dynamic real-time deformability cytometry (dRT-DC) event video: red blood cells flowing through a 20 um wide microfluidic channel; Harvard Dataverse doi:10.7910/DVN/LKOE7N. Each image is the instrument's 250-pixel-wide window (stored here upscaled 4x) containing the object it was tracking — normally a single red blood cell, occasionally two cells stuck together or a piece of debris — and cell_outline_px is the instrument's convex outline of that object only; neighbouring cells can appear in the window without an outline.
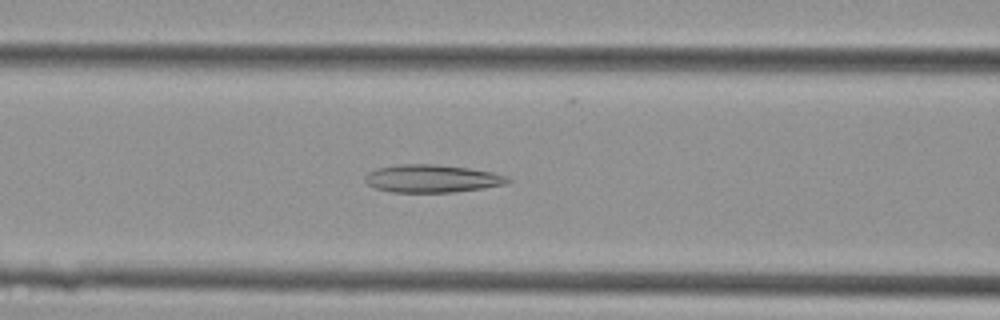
{"species": "Egyptian fruit bat (a non-hibernating species)", "species_latin": "Rousettus aegyptiacus", "temperature_condition": "cold", "stored_images_in_passage": 32, "camera_frame_rate_fps": 3000, "um_per_image_px": 0.085, "animal": {"sex": "female"}, "frame": {"image": 1, "passage_image": 11, "time_ms": 3.333, "image_size_px": [1000, 320], "cell_outline_px": [[512, 180], [508, 184], [484, 188], [452, 192], [392, 192], [376, 188], [368, 184], [364, 180], [364, 176], [368, 172], [376, 168], [400, 164], [436, 164], [468, 168], [492, 172], [508, 176]], "centroid_in_image_um": [36.74, 15.17], "position_along_channel_um": 129.9, "area_um2": 23.24}}
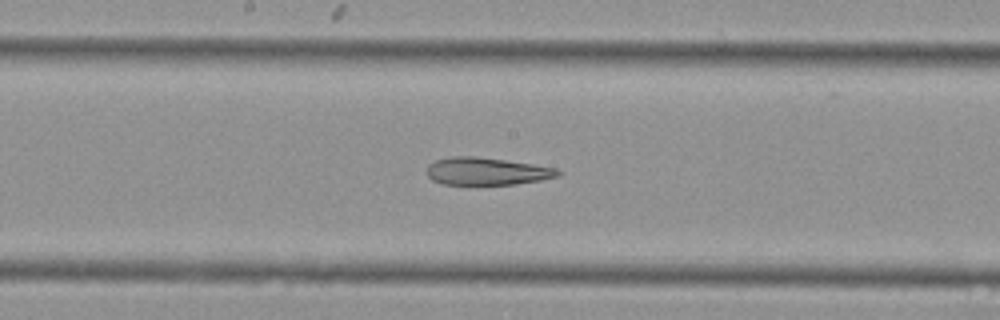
{"frame": {"image": 2, "passage_image": 16, "time_ms": 5.0, "image_size_px": [1000, 320], "cell_outline_px": [[560, 176], [540, 180], [516, 184], [440, 184], [432, 180], [428, 176], [428, 164], [436, 160], [448, 156], [476, 156], [532, 164], [556, 168], [560, 172]], "centroid_in_image_um": [41.34, 14.55], "position_along_channel_um": 206.9, "area_um2": 20.92}}
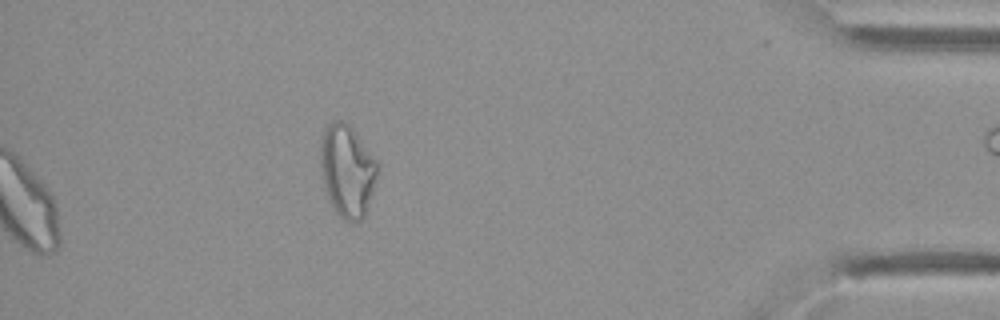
{"frame": {"image": 3, "passage_image": 32, "time_ms": 10.333, "image_size_px": [1000, 320], "cell_outline_px": [[380, 164], [376, 180], [364, 216], [360, 220], [344, 220], [336, 212], [328, 200], [324, 188], [320, 168], [320, 144], [324, 132], [328, 124], [332, 120], [344, 120], [352, 128]], "centroid_in_image_um": [29.5, 14.49], "position_along_channel_um": 405.7, "area_um2": 30.69}}